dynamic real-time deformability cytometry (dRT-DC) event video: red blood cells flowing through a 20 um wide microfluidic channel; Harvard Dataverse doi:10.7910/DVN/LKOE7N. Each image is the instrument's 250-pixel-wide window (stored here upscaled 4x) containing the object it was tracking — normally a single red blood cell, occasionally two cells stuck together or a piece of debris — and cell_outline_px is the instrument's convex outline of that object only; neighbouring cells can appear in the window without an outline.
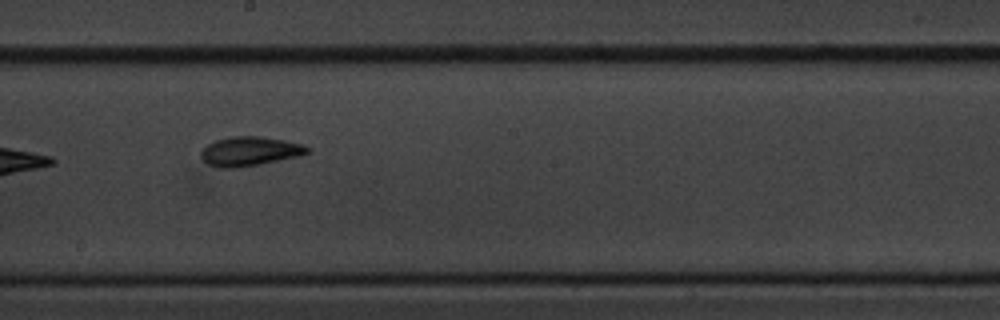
{"species": "common noctule bat (a hibernating species)", "species_latin": "Nyctalus noctula", "temperature_condition": "cold", "stored_images_in_passage": 17, "camera_frame_rate_fps": 3000, "um_per_image_px": 0.085, "animal": {"sex": "male", "body_mass_g": 20.1, "forearm_length_mm": 53.5}, "frame": {"image": 1, "passage_image": 10, "time_ms": 11.333, "image_size_px": [1000, 320], "cell_outline_px": [[312, 148], [308, 152], [300, 156], [256, 164], [232, 168], [220, 168], [208, 164], [200, 156], [200, 152], [208, 144], [216, 140], [232, 136], [256, 136], [284, 140], [304, 144]], "centroid_in_image_um": [21.24, 12.85], "position_along_channel_um": 227.0, "area_um2": 17.92}}
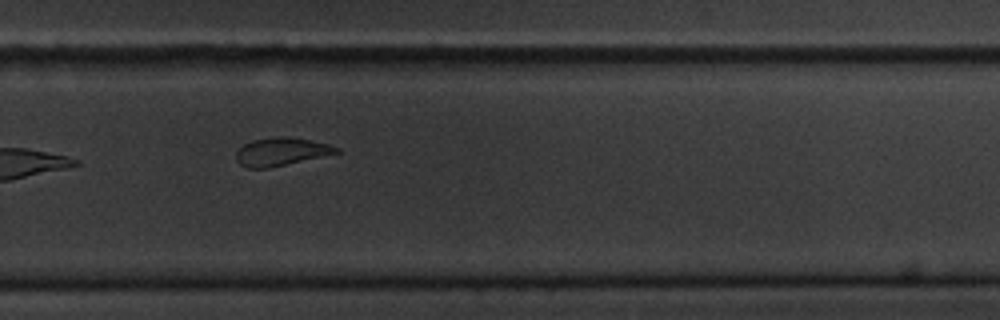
{"frame": {"image": 2, "passage_image": 12, "time_ms": 13.667, "image_size_px": [1000, 320], "cell_outline_px": [[340, 152], [268, 168], [248, 168], [240, 164], [236, 160], [236, 152], [244, 144], [252, 140], [276, 136], [288, 136], [328, 144], [340, 148]], "centroid_in_image_um": [23.87, 12.88], "position_along_channel_um": 305.9, "area_um2": 16.18}, "authors_computed_cell_mechanics": {"area_um2": 17.8024, "velocity_mm_per_s": 3.4297, "shape_relaxation_time_tau1_ms": null, "shape_relaxation_time_tau2_ms": 7.2228, "deformation_change_tau1": null, "deformation_change_tau2": 0.1535}}